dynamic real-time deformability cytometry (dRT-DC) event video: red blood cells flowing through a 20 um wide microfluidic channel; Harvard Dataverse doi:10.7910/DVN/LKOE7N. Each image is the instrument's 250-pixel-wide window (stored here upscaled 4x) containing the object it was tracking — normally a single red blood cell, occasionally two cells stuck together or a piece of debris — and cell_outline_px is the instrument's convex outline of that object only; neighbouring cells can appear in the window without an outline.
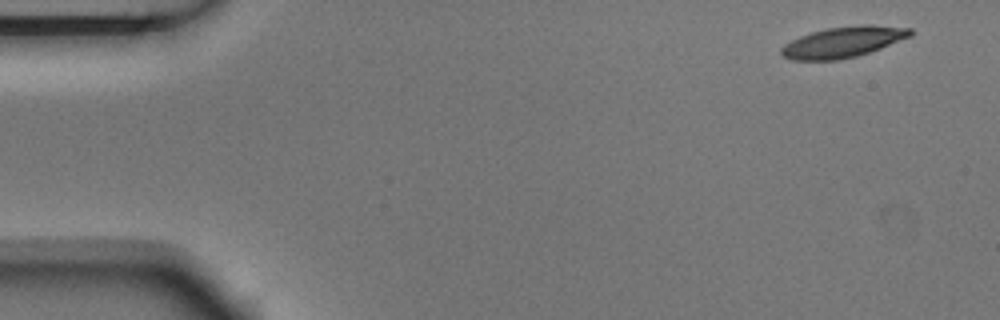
{"species": "Egyptian fruit bat (a non-hibernating species)", "species_latin": "Rousettus aegyptiacus", "temperature_condition": "room temperature", "stored_images_in_passage": 5, "camera_frame_rate_fps": 3000, "um_per_image_px": 0.085, "animal": {"sex": "male"}, "frame": {"image": 1, "passage_image": 1, "time_ms": 0.0, "image_size_px": [1000, 320], "cell_outline_px": [[912, 36], [880, 48], [856, 56], [836, 60], [792, 60], [784, 56], [780, 52], [780, 48], [784, 44], [800, 36], [812, 32], [828, 28], [860, 24], [872, 24], [912, 28]], "centroid_in_image_um": [71.68, 3.56], "position_along_channel_um": 13.3, "area_um2": 23.12}}
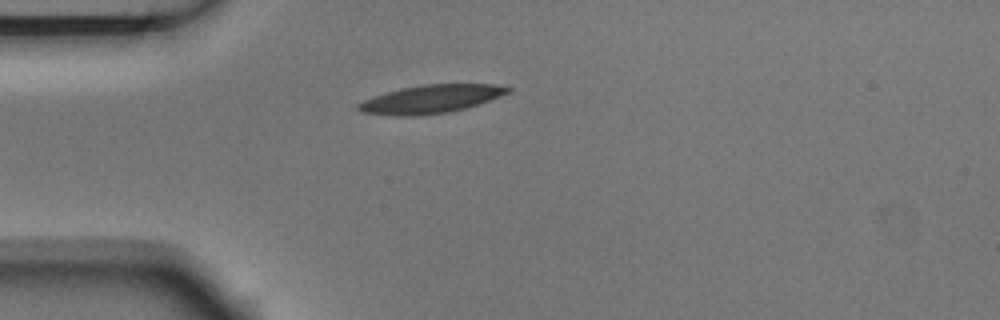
{"frame": {"image": 2, "passage_image": 4, "time_ms": 1.0, "image_size_px": [1000, 320], "cell_outline_px": [[512, 88], [508, 92], [500, 96], [480, 104], [448, 112], [412, 116], [400, 116], [360, 112], [356, 108], [356, 104], [364, 100], [400, 88], [424, 84], [492, 84]], "centroid_in_image_um": [36.61, 8.42], "position_along_channel_um": 48.4, "area_um2": 24.33}}